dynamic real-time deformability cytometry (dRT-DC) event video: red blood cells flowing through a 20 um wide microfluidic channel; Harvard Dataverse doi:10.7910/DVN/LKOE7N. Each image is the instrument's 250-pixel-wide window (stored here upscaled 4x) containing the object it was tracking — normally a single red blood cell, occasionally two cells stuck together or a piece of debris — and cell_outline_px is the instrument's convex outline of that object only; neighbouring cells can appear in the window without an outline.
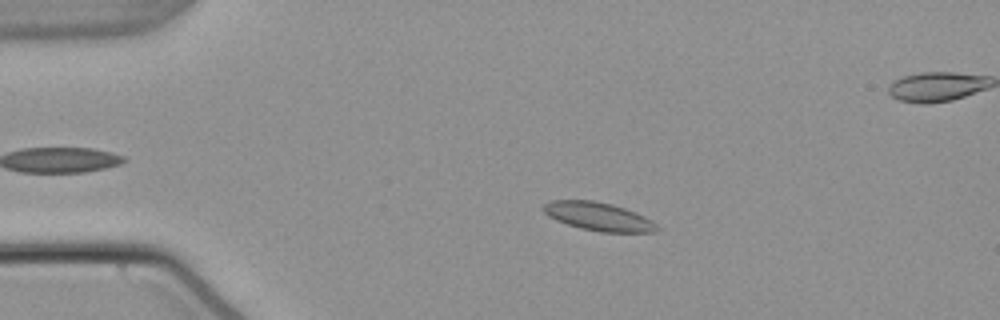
{"species": "common noctule bat (a hibernating species)", "species_latin": "Nyctalus noctula", "temperature_condition": "warm", "stored_images_in_passage": 55, "segment_of_instrument_passage": [1, 2], "camera_frame_rate_fps": 3000, "um_per_image_px": 0.085, "animal": {"sex": "male", "body_mass_g": 21.5, "forearm_length_mm": 52.0}, "frame": {"image": 1, "passage_image": 11, "time_ms": 3.333, "image_size_px": [1000, 320], "cell_outline_px": [[660, 228], [656, 232], [600, 232], [580, 228], [556, 220], [548, 216], [540, 208], [548, 200], [592, 200], [612, 204], [636, 212], [652, 220]], "centroid_in_image_um": [50.85, 18.4], "position_along_channel_um": 34.1, "area_um2": 18.9}}
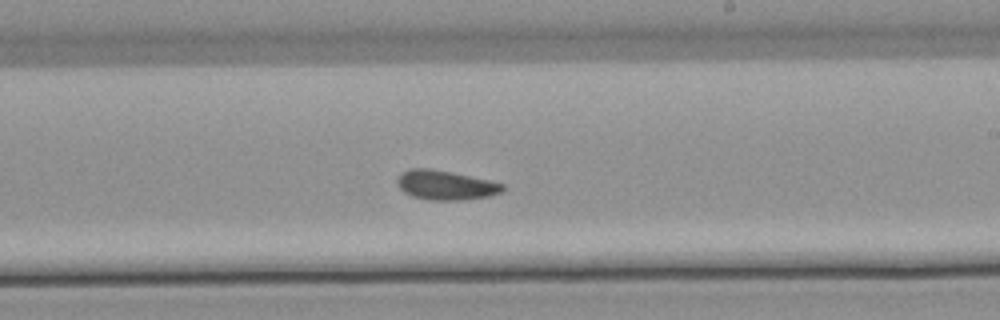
{"frame": {"image": 2, "passage_image": 32, "time_ms": 10.333, "image_size_px": [1000, 320], "cell_outline_px": [[504, 192], [488, 196], [460, 200], [428, 200], [412, 196], [404, 192], [396, 184], [396, 180], [400, 172], [408, 168], [428, 168], [452, 172], [488, 180], [504, 184]], "centroid_in_image_um": [37.83, 15.73], "position_along_channel_um": 251.2, "area_um2": 18.21}}
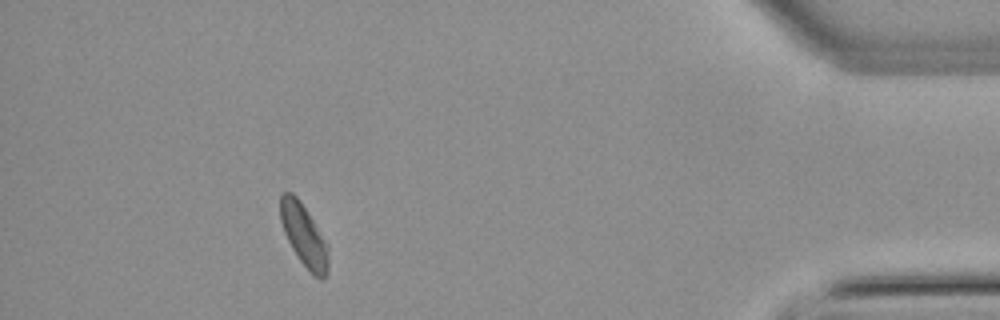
{"frame": {"image": 3, "passage_image": 49, "time_ms": 16.0, "image_size_px": [1000, 320], "cell_outline_px": [[328, 272], [320, 280], [312, 276], [300, 260], [292, 248], [284, 232], [280, 220], [280, 196], [284, 192], [292, 192], [300, 200], [308, 212], [328, 244]], "centroid_in_image_um": [25.84, 20.01], "position_along_channel_um": 409.4, "area_um2": 17.46}}